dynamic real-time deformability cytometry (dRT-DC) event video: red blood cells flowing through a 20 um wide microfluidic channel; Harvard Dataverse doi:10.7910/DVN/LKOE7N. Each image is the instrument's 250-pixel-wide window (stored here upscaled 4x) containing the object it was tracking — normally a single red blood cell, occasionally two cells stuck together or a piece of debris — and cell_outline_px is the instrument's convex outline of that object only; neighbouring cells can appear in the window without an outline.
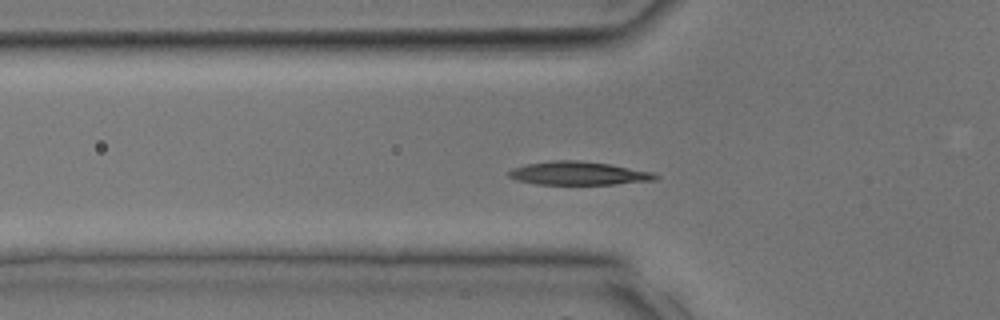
{"species": "common noctule bat (a hibernating species)", "species_latin": "Nyctalus noctula", "temperature_condition": "room temperature", "stored_images_in_passage": 9, "camera_frame_rate_fps": 3000, "um_per_image_px": 0.085, "animal": {"sex": "male", "body_mass_g": 17.9, "forearm_length_mm": 54.2}, "frame": {"image": 1, "passage_image": 6, "time_ms": 1.667, "image_size_px": [1000, 320], "cell_outline_px": [[660, 176], [656, 180], [616, 184], [536, 184], [520, 180], [508, 176], [508, 172], [512, 168], [528, 164], [552, 160], [576, 160], [608, 164], [652, 172]], "centroid_in_image_um": [49.19, 14.73], "position_along_channel_um": 76.6, "area_um2": 19.71}}
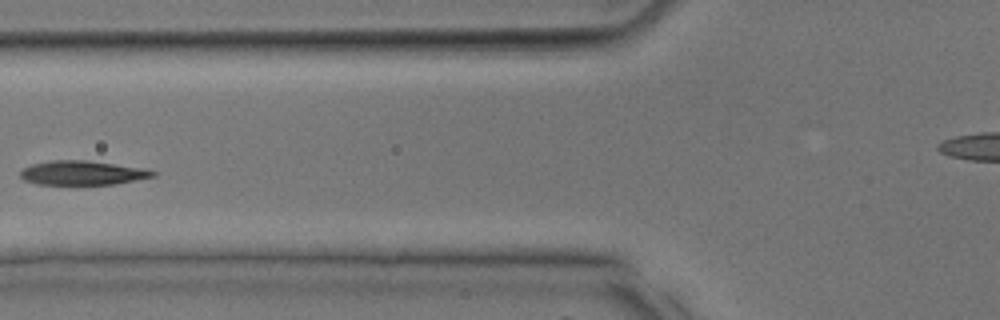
{"frame": {"image": 2, "passage_image": 8, "time_ms": 2.333, "image_size_px": [1000, 320], "cell_outline_px": [[156, 176], [116, 184], [36, 184], [24, 180], [20, 176], [20, 168], [32, 164], [52, 160], [88, 160], [144, 168], [156, 172]], "centroid_in_image_um": [6.99, 14.69], "position_along_channel_um": 118.8, "area_um2": 18.79}}